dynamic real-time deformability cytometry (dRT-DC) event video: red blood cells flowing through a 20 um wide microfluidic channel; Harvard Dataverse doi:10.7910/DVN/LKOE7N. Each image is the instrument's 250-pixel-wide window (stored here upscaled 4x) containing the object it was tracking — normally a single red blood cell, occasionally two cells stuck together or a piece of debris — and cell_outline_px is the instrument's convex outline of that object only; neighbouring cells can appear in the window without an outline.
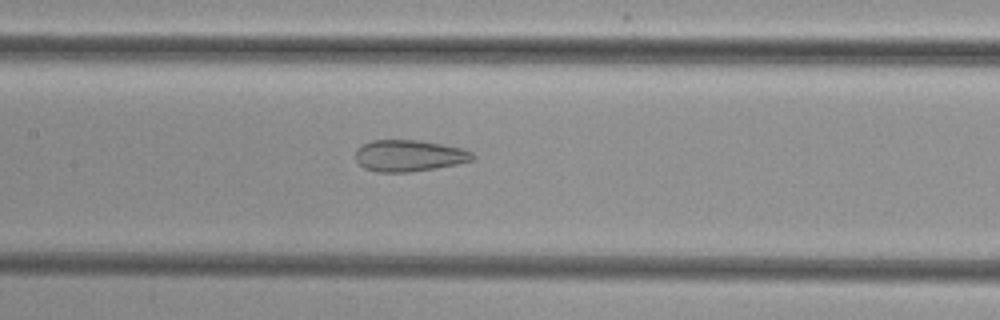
{"species": "common noctule bat (a hibernating species)", "species_latin": "Nyctalus noctula", "temperature_condition": "cold", "stored_images_in_passage": 48, "camera_frame_rate_fps": 3000, "um_per_image_px": 0.085, "animal": {"sex": "female", "body_mass_g": 29.2, "forearm_length_mm": 56.3}, "frame": {"image": 1, "passage_image": 21, "time_ms": 6.667, "image_size_px": [1000, 320], "cell_outline_px": [[476, 156], [472, 160], [456, 164], [436, 168], [408, 172], [376, 172], [364, 168], [356, 160], [356, 148], [372, 140], [420, 140], [460, 148], [472, 152]], "centroid_in_image_um": [34.75, 13.23], "position_along_channel_um": 172.7, "area_um2": 21.39}}
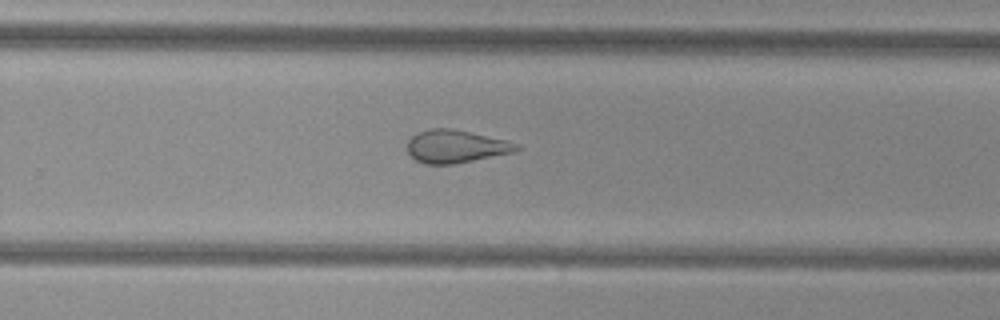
{"frame": {"image": 2, "passage_image": 30, "time_ms": 9.667, "image_size_px": [1000, 320], "cell_outline_px": [[520, 148], [512, 152], [452, 164], [424, 164], [416, 160], [408, 152], [408, 140], [416, 132], [428, 128], [452, 128], [508, 140], [520, 144]], "centroid_in_image_um": [38.72, 12.42], "position_along_channel_um": 291.1, "area_um2": 20.87}}
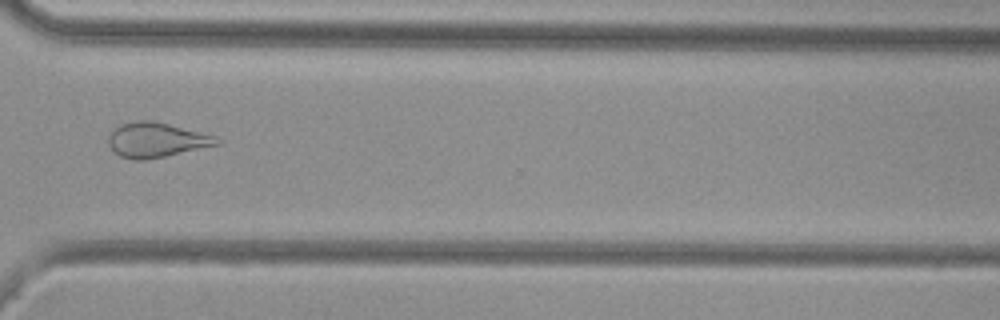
{"frame": {"image": 3, "passage_image": 35, "time_ms": 11.333, "image_size_px": [1000, 320], "cell_outline_px": [[224, 140], [220, 144], [164, 156], [144, 160], [132, 160], [120, 156], [108, 144], [108, 136], [120, 124], [136, 120], [152, 120], [216, 136]], "centroid_in_image_um": [13.3, 11.89], "position_along_channel_um": 357.3, "area_um2": 21.79}}